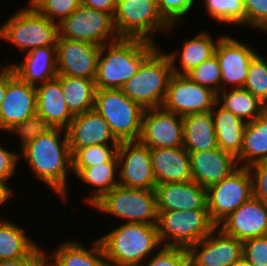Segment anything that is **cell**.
Instances as JSON below:
<instances>
[{"instance_id":"6da1fadb","label":"cell","mask_w":267,"mask_h":266,"mask_svg":"<svg viewBox=\"0 0 267 266\" xmlns=\"http://www.w3.org/2000/svg\"><path fill=\"white\" fill-rule=\"evenodd\" d=\"M63 128H53L37 137L24 148L22 153L37 178L50 186L63 200L66 199V173L72 170V154L66 129L64 138L59 140Z\"/></svg>"},{"instance_id":"7a4b0ae2","label":"cell","mask_w":267,"mask_h":266,"mask_svg":"<svg viewBox=\"0 0 267 266\" xmlns=\"http://www.w3.org/2000/svg\"><path fill=\"white\" fill-rule=\"evenodd\" d=\"M107 48L109 50L105 56ZM156 48L155 43L140 38H120L101 46L97 60L96 88L121 89Z\"/></svg>"},{"instance_id":"3957f363","label":"cell","mask_w":267,"mask_h":266,"mask_svg":"<svg viewBox=\"0 0 267 266\" xmlns=\"http://www.w3.org/2000/svg\"><path fill=\"white\" fill-rule=\"evenodd\" d=\"M99 240L108 266H140L161 245L157 226L142 223L127 222Z\"/></svg>"},{"instance_id":"277c9868","label":"cell","mask_w":267,"mask_h":266,"mask_svg":"<svg viewBox=\"0 0 267 266\" xmlns=\"http://www.w3.org/2000/svg\"><path fill=\"white\" fill-rule=\"evenodd\" d=\"M172 75L170 58L156 48L121 90L144 109L162 107Z\"/></svg>"},{"instance_id":"5b68a950","label":"cell","mask_w":267,"mask_h":266,"mask_svg":"<svg viewBox=\"0 0 267 266\" xmlns=\"http://www.w3.org/2000/svg\"><path fill=\"white\" fill-rule=\"evenodd\" d=\"M94 110L109 124L119 142L139 140L145 109L121 89H96Z\"/></svg>"},{"instance_id":"8992f818","label":"cell","mask_w":267,"mask_h":266,"mask_svg":"<svg viewBox=\"0 0 267 266\" xmlns=\"http://www.w3.org/2000/svg\"><path fill=\"white\" fill-rule=\"evenodd\" d=\"M157 231L163 244L169 236L167 247L189 249L207 237L217 226L211 221L208 210L157 211Z\"/></svg>"},{"instance_id":"52a82bcc","label":"cell","mask_w":267,"mask_h":266,"mask_svg":"<svg viewBox=\"0 0 267 266\" xmlns=\"http://www.w3.org/2000/svg\"><path fill=\"white\" fill-rule=\"evenodd\" d=\"M58 23L39 14L31 5L16 12L0 27V39L22 51L56 46Z\"/></svg>"},{"instance_id":"ba28073f","label":"cell","mask_w":267,"mask_h":266,"mask_svg":"<svg viewBox=\"0 0 267 266\" xmlns=\"http://www.w3.org/2000/svg\"><path fill=\"white\" fill-rule=\"evenodd\" d=\"M96 209L128 220V223L157 224L154 190L115 186L93 205Z\"/></svg>"},{"instance_id":"9c48e42d","label":"cell","mask_w":267,"mask_h":266,"mask_svg":"<svg viewBox=\"0 0 267 266\" xmlns=\"http://www.w3.org/2000/svg\"><path fill=\"white\" fill-rule=\"evenodd\" d=\"M113 18L120 38H140L154 43L151 33L172 27L160 15L157 0L116 1Z\"/></svg>"},{"instance_id":"30bf717a","label":"cell","mask_w":267,"mask_h":266,"mask_svg":"<svg viewBox=\"0 0 267 266\" xmlns=\"http://www.w3.org/2000/svg\"><path fill=\"white\" fill-rule=\"evenodd\" d=\"M58 37L93 43L100 47L107 44V40L111 43L120 39L112 14L82 4L58 23Z\"/></svg>"},{"instance_id":"8fae6325","label":"cell","mask_w":267,"mask_h":266,"mask_svg":"<svg viewBox=\"0 0 267 266\" xmlns=\"http://www.w3.org/2000/svg\"><path fill=\"white\" fill-rule=\"evenodd\" d=\"M253 197L252 178L246 167H239L229 177L207 189V209L218 226L229 214Z\"/></svg>"},{"instance_id":"7c38bea8","label":"cell","mask_w":267,"mask_h":266,"mask_svg":"<svg viewBox=\"0 0 267 266\" xmlns=\"http://www.w3.org/2000/svg\"><path fill=\"white\" fill-rule=\"evenodd\" d=\"M220 97L212 89L195 83L186 75L173 73L162 107L186 116L211 111L221 101Z\"/></svg>"},{"instance_id":"4fadbf2b","label":"cell","mask_w":267,"mask_h":266,"mask_svg":"<svg viewBox=\"0 0 267 266\" xmlns=\"http://www.w3.org/2000/svg\"><path fill=\"white\" fill-rule=\"evenodd\" d=\"M117 156L119 166L123 165L120 171V186L154 190L157 182L154 177L148 146L139 140L120 142Z\"/></svg>"},{"instance_id":"5bb4252c","label":"cell","mask_w":267,"mask_h":266,"mask_svg":"<svg viewBox=\"0 0 267 266\" xmlns=\"http://www.w3.org/2000/svg\"><path fill=\"white\" fill-rule=\"evenodd\" d=\"M139 141L149 148L183 146V116L163 107L145 109Z\"/></svg>"},{"instance_id":"9a60e30c","label":"cell","mask_w":267,"mask_h":266,"mask_svg":"<svg viewBox=\"0 0 267 266\" xmlns=\"http://www.w3.org/2000/svg\"><path fill=\"white\" fill-rule=\"evenodd\" d=\"M36 114V86L20 80L7 65V90L0 106V129L7 131Z\"/></svg>"},{"instance_id":"2e32d148","label":"cell","mask_w":267,"mask_h":266,"mask_svg":"<svg viewBox=\"0 0 267 266\" xmlns=\"http://www.w3.org/2000/svg\"><path fill=\"white\" fill-rule=\"evenodd\" d=\"M100 46L57 37V73L95 80Z\"/></svg>"},{"instance_id":"e0dca14e","label":"cell","mask_w":267,"mask_h":266,"mask_svg":"<svg viewBox=\"0 0 267 266\" xmlns=\"http://www.w3.org/2000/svg\"><path fill=\"white\" fill-rule=\"evenodd\" d=\"M216 230L219 231L217 237L213 236ZM188 252L190 266H234L242 259L243 241L216 227L207 237L192 245Z\"/></svg>"},{"instance_id":"ac0fdd59","label":"cell","mask_w":267,"mask_h":266,"mask_svg":"<svg viewBox=\"0 0 267 266\" xmlns=\"http://www.w3.org/2000/svg\"><path fill=\"white\" fill-rule=\"evenodd\" d=\"M217 228L241 241L265 236L267 235V203L252 197L222 220Z\"/></svg>"},{"instance_id":"d6986e66","label":"cell","mask_w":267,"mask_h":266,"mask_svg":"<svg viewBox=\"0 0 267 266\" xmlns=\"http://www.w3.org/2000/svg\"><path fill=\"white\" fill-rule=\"evenodd\" d=\"M215 54L220 64L221 83L232 84L235 89L243 88L248 76L249 63L257 52L248 44L222 36L218 39Z\"/></svg>"},{"instance_id":"ffe728a7","label":"cell","mask_w":267,"mask_h":266,"mask_svg":"<svg viewBox=\"0 0 267 266\" xmlns=\"http://www.w3.org/2000/svg\"><path fill=\"white\" fill-rule=\"evenodd\" d=\"M192 180L205 189L229 177L238 167L237 158L217 147L189 152Z\"/></svg>"},{"instance_id":"44dd1931","label":"cell","mask_w":267,"mask_h":266,"mask_svg":"<svg viewBox=\"0 0 267 266\" xmlns=\"http://www.w3.org/2000/svg\"><path fill=\"white\" fill-rule=\"evenodd\" d=\"M66 133L71 154L77 149L108 144L109 141H112V144H120L113 135L109 124L94 109L75 115L66 128Z\"/></svg>"},{"instance_id":"7402d4cb","label":"cell","mask_w":267,"mask_h":266,"mask_svg":"<svg viewBox=\"0 0 267 266\" xmlns=\"http://www.w3.org/2000/svg\"><path fill=\"white\" fill-rule=\"evenodd\" d=\"M154 191L157 211L208 210L207 189L193 180L157 184Z\"/></svg>"},{"instance_id":"603a6c76","label":"cell","mask_w":267,"mask_h":266,"mask_svg":"<svg viewBox=\"0 0 267 266\" xmlns=\"http://www.w3.org/2000/svg\"><path fill=\"white\" fill-rule=\"evenodd\" d=\"M157 184L192 180L189 152L183 147L149 148Z\"/></svg>"},{"instance_id":"cb8c5ba5","label":"cell","mask_w":267,"mask_h":266,"mask_svg":"<svg viewBox=\"0 0 267 266\" xmlns=\"http://www.w3.org/2000/svg\"><path fill=\"white\" fill-rule=\"evenodd\" d=\"M37 115L41 116L53 128H63L70 125L73 115L65 101L60 80L55 77L36 86Z\"/></svg>"},{"instance_id":"d4e9b609","label":"cell","mask_w":267,"mask_h":266,"mask_svg":"<svg viewBox=\"0 0 267 266\" xmlns=\"http://www.w3.org/2000/svg\"><path fill=\"white\" fill-rule=\"evenodd\" d=\"M9 66L15 75L27 84H43L58 75L56 46L36 47L27 52L26 58L20 64Z\"/></svg>"},{"instance_id":"484cf974","label":"cell","mask_w":267,"mask_h":266,"mask_svg":"<svg viewBox=\"0 0 267 266\" xmlns=\"http://www.w3.org/2000/svg\"><path fill=\"white\" fill-rule=\"evenodd\" d=\"M183 147L188 152L218 147L211 111L183 116Z\"/></svg>"},{"instance_id":"4316f807","label":"cell","mask_w":267,"mask_h":266,"mask_svg":"<svg viewBox=\"0 0 267 266\" xmlns=\"http://www.w3.org/2000/svg\"><path fill=\"white\" fill-rule=\"evenodd\" d=\"M217 146L237 157L242 150L246 123L224 107L211 110ZM215 114V115H214Z\"/></svg>"},{"instance_id":"83f0119b","label":"cell","mask_w":267,"mask_h":266,"mask_svg":"<svg viewBox=\"0 0 267 266\" xmlns=\"http://www.w3.org/2000/svg\"><path fill=\"white\" fill-rule=\"evenodd\" d=\"M239 167H249L267 159V109L246 123L241 153L236 157ZM246 161V163H245Z\"/></svg>"},{"instance_id":"f1b7e54d","label":"cell","mask_w":267,"mask_h":266,"mask_svg":"<svg viewBox=\"0 0 267 266\" xmlns=\"http://www.w3.org/2000/svg\"><path fill=\"white\" fill-rule=\"evenodd\" d=\"M70 113L75 116L94 109L95 80L69 75H57Z\"/></svg>"},{"instance_id":"f546056e","label":"cell","mask_w":267,"mask_h":266,"mask_svg":"<svg viewBox=\"0 0 267 266\" xmlns=\"http://www.w3.org/2000/svg\"><path fill=\"white\" fill-rule=\"evenodd\" d=\"M54 262L50 266H108L99 239L91 250H86L77 242H64L52 254Z\"/></svg>"},{"instance_id":"4dcf8cb0","label":"cell","mask_w":267,"mask_h":266,"mask_svg":"<svg viewBox=\"0 0 267 266\" xmlns=\"http://www.w3.org/2000/svg\"><path fill=\"white\" fill-rule=\"evenodd\" d=\"M212 37L207 32H200L194 38L184 42L183 51L180 57V68L183 71L175 67L174 62L177 58V52L167 54L172 63L173 73L179 75H186L193 68L200 65L203 61L207 60L215 54V49L218 44L213 41Z\"/></svg>"},{"instance_id":"1f68e13d","label":"cell","mask_w":267,"mask_h":266,"mask_svg":"<svg viewBox=\"0 0 267 266\" xmlns=\"http://www.w3.org/2000/svg\"><path fill=\"white\" fill-rule=\"evenodd\" d=\"M119 167V160L117 154L109 161L100 165L82 168L76 176L85 181V183L93 185L96 190L94 194L89 196L86 201L93 205L104 194L119 185V180H115V173Z\"/></svg>"},{"instance_id":"d6a6232c","label":"cell","mask_w":267,"mask_h":266,"mask_svg":"<svg viewBox=\"0 0 267 266\" xmlns=\"http://www.w3.org/2000/svg\"><path fill=\"white\" fill-rule=\"evenodd\" d=\"M36 245L13 222L0 221V260H13L29 256Z\"/></svg>"},{"instance_id":"836d02e7","label":"cell","mask_w":267,"mask_h":266,"mask_svg":"<svg viewBox=\"0 0 267 266\" xmlns=\"http://www.w3.org/2000/svg\"><path fill=\"white\" fill-rule=\"evenodd\" d=\"M221 96V106L245 122L253 121L267 109L266 104L243 88H234L229 93L225 91Z\"/></svg>"},{"instance_id":"e575fe53","label":"cell","mask_w":267,"mask_h":266,"mask_svg":"<svg viewBox=\"0 0 267 266\" xmlns=\"http://www.w3.org/2000/svg\"><path fill=\"white\" fill-rule=\"evenodd\" d=\"M118 145L100 144L77 149L72 154V171L76 175L82 168L109 162L117 154Z\"/></svg>"},{"instance_id":"d590c367","label":"cell","mask_w":267,"mask_h":266,"mask_svg":"<svg viewBox=\"0 0 267 266\" xmlns=\"http://www.w3.org/2000/svg\"><path fill=\"white\" fill-rule=\"evenodd\" d=\"M212 18L225 23L245 24L243 0H204Z\"/></svg>"},{"instance_id":"8d00e7d4","label":"cell","mask_w":267,"mask_h":266,"mask_svg":"<svg viewBox=\"0 0 267 266\" xmlns=\"http://www.w3.org/2000/svg\"><path fill=\"white\" fill-rule=\"evenodd\" d=\"M243 89L267 105V62L256 54L249 63L248 76Z\"/></svg>"},{"instance_id":"74e56055","label":"cell","mask_w":267,"mask_h":266,"mask_svg":"<svg viewBox=\"0 0 267 266\" xmlns=\"http://www.w3.org/2000/svg\"><path fill=\"white\" fill-rule=\"evenodd\" d=\"M186 76L195 83L212 89L217 96L221 95V90L218 88L221 83V70L216 54L193 68Z\"/></svg>"},{"instance_id":"f35d334b","label":"cell","mask_w":267,"mask_h":266,"mask_svg":"<svg viewBox=\"0 0 267 266\" xmlns=\"http://www.w3.org/2000/svg\"><path fill=\"white\" fill-rule=\"evenodd\" d=\"M30 5L41 15L46 16L51 21L57 19L60 23L69 17L81 5V0H31Z\"/></svg>"},{"instance_id":"ab89813d","label":"cell","mask_w":267,"mask_h":266,"mask_svg":"<svg viewBox=\"0 0 267 266\" xmlns=\"http://www.w3.org/2000/svg\"><path fill=\"white\" fill-rule=\"evenodd\" d=\"M53 127L41 116L34 115L26 118L23 122L13 125L7 131L13 132L22 137V148L37 137L48 133Z\"/></svg>"},{"instance_id":"60d3db41","label":"cell","mask_w":267,"mask_h":266,"mask_svg":"<svg viewBox=\"0 0 267 266\" xmlns=\"http://www.w3.org/2000/svg\"><path fill=\"white\" fill-rule=\"evenodd\" d=\"M146 266H190L188 249L163 246Z\"/></svg>"},{"instance_id":"b9f144b4","label":"cell","mask_w":267,"mask_h":266,"mask_svg":"<svg viewBox=\"0 0 267 266\" xmlns=\"http://www.w3.org/2000/svg\"><path fill=\"white\" fill-rule=\"evenodd\" d=\"M242 258L251 266H267V235L243 241Z\"/></svg>"},{"instance_id":"7bdbcfd3","label":"cell","mask_w":267,"mask_h":266,"mask_svg":"<svg viewBox=\"0 0 267 266\" xmlns=\"http://www.w3.org/2000/svg\"><path fill=\"white\" fill-rule=\"evenodd\" d=\"M195 0H157L158 10L163 19L169 24L183 17L192 7Z\"/></svg>"},{"instance_id":"ee69618b","label":"cell","mask_w":267,"mask_h":266,"mask_svg":"<svg viewBox=\"0 0 267 266\" xmlns=\"http://www.w3.org/2000/svg\"><path fill=\"white\" fill-rule=\"evenodd\" d=\"M245 24L267 31V0H243Z\"/></svg>"},{"instance_id":"f6af8a7d","label":"cell","mask_w":267,"mask_h":266,"mask_svg":"<svg viewBox=\"0 0 267 266\" xmlns=\"http://www.w3.org/2000/svg\"><path fill=\"white\" fill-rule=\"evenodd\" d=\"M247 168L252 178L253 197L267 203V159ZM253 170L255 173H251Z\"/></svg>"},{"instance_id":"bcb514c9","label":"cell","mask_w":267,"mask_h":266,"mask_svg":"<svg viewBox=\"0 0 267 266\" xmlns=\"http://www.w3.org/2000/svg\"><path fill=\"white\" fill-rule=\"evenodd\" d=\"M48 256L36 248L29 256L13 260H0V266H46Z\"/></svg>"},{"instance_id":"7dc6e473","label":"cell","mask_w":267,"mask_h":266,"mask_svg":"<svg viewBox=\"0 0 267 266\" xmlns=\"http://www.w3.org/2000/svg\"><path fill=\"white\" fill-rule=\"evenodd\" d=\"M18 155L0 146V180L7 181L10 176H13Z\"/></svg>"},{"instance_id":"c3c4849f","label":"cell","mask_w":267,"mask_h":266,"mask_svg":"<svg viewBox=\"0 0 267 266\" xmlns=\"http://www.w3.org/2000/svg\"><path fill=\"white\" fill-rule=\"evenodd\" d=\"M81 4L96 9L98 11H103L106 13L114 14L115 12V0H81Z\"/></svg>"},{"instance_id":"681fc988","label":"cell","mask_w":267,"mask_h":266,"mask_svg":"<svg viewBox=\"0 0 267 266\" xmlns=\"http://www.w3.org/2000/svg\"><path fill=\"white\" fill-rule=\"evenodd\" d=\"M7 90V66L0 72V106L3 103Z\"/></svg>"},{"instance_id":"f907efd6","label":"cell","mask_w":267,"mask_h":266,"mask_svg":"<svg viewBox=\"0 0 267 266\" xmlns=\"http://www.w3.org/2000/svg\"><path fill=\"white\" fill-rule=\"evenodd\" d=\"M12 192L6 181L0 180V205L12 196Z\"/></svg>"},{"instance_id":"816d5d0a","label":"cell","mask_w":267,"mask_h":266,"mask_svg":"<svg viewBox=\"0 0 267 266\" xmlns=\"http://www.w3.org/2000/svg\"><path fill=\"white\" fill-rule=\"evenodd\" d=\"M234 266H251V265L242 258Z\"/></svg>"}]
</instances>
